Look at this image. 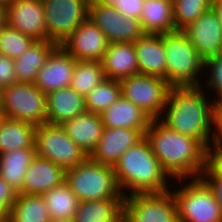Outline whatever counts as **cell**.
<instances>
[{"instance_id": "obj_1", "label": "cell", "mask_w": 222, "mask_h": 222, "mask_svg": "<svg viewBox=\"0 0 222 222\" xmlns=\"http://www.w3.org/2000/svg\"><path fill=\"white\" fill-rule=\"evenodd\" d=\"M152 152L168 175L180 181L200 178L211 152L197 139L169 129L158 119H152L145 132Z\"/></svg>"}, {"instance_id": "obj_2", "label": "cell", "mask_w": 222, "mask_h": 222, "mask_svg": "<svg viewBox=\"0 0 222 222\" xmlns=\"http://www.w3.org/2000/svg\"><path fill=\"white\" fill-rule=\"evenodd\" d=\"M204 92L202 84L170 87L163 114L166 116L158 120L169 129L199 140L211 152L214 102H208Z\"/></svg>"}, {"instance_id": "obj_3", "label": "cell", "mask_w": 222, "mask_h": 222, "mask_svg": "<svg viewBox=\"0 0 222 222\" xmlns=\"http://www.w3.org/2000/svg\"><path fill=\"white\" fill-rule=\"evenodd\" d=\"M113 171L124 196L170 190L167 184L170 176L152 152L145 137L120 156L113 165ZM123 190H130L129 194Z\"/></svg>"}, {"instance_id": "obj_4", "label": "cell", "mask_w": 222, "mask_h": 222, "mask_svg": "<svg viewBox=\"0 0 222 222\" xmlns=\"http://www.w3.org/2000/svg\"><path fill=\"white\" fill-rule=\"evenodd\" d=\"M166 55V78L170 87L200 86L198 76L205 60L198 54L182 30L163 33ZM202 71V72H201Z\"/></svg>"}, {"instance_id": "obj_5", "label": "cell", "mask_w": 222, "mask_h": 222, "mask_svg": "<svg viewBox=\"0 0 222 222\" xmlns=\"http://www.w3.org/2000/svg\"><path fill=\"white\" fill-rule=\"evenodd\" d=\"M65 182L79 201L124 198L113 166L95 162L89 157L65 171Z\"/></svg>"}, {"instance_id": "obj_6", "label": "cell", "mask_w": 222, "mask_h": 222, "mask_svg": "<svg viewBox=\"0 0 222 222\" xmlns=\"http://www.w3.org/2000/svg\"><path fill=\"white\" fill-rule=\"evenodd\" d=\"M0 110L4 117L34 126L46 123L47 97L34 83L16 82L2 89Z\"/></svg>"}, {"instance_id": "obj_7", "label": "cell", "mask_w": 222, "mask_h": 222, "mask_svg": "<svg viewBox=\"0 0 222 222\" xmlns=\"http://www.w3.org/2000/svg\"><path fill=\"white\" fill-rule=\"evenodd\" d=\"M34 147L37 157L50 160L65 171L89 157L60 124L44 123L37 126Z\"/></svg>"}, {"instance_id": "obj_8", "label": "cell", "mask_w": 222, "mask_h": 222, "mask_svg": "<svg viewBox=\"0 0 222 222\" xmlns=\"http://www.w3.org/2000/svg\"><path fill=\"white\" fill-rule=\"evenodd\" d=\"M182 188L172 190L179 222H222V214L212 190L201 178H192Z\"/></svg>"}, {"instance_id": "obj_9", "label": "cell", "mask_w": 222, "mask_h": 222, "mask_svg": "<svg viewBox=\"0 0 222 222\" xmlns=\"http://www.w3.org/2000/svg\"><path fill=\"white\" fill-rule=\"evenodd\" d=\"M123 222H179L172 189L163 193L125 196Z\"/></svg>"}, {"instance_id": "obj_10", "label": "cell", "mask_w": 222, "mask_h": 222, "mask_svg": "<svg viewBox=\"0 0 222 222\" xmlns=\"http://www.w3.org/2000/svg\"><path fill=\"white\" fill-rule=\"evenodd\" d=\"M121 94L141 108L151 119H160L164 113L170 89L162 78L136 74L120 80Z\"/></svg>"}, {"instance_id": "obj_11", "label": "cell", "mask_w": 222, "mask_h": 222, "mask_svg": "<svg viewBox=\"0 0 222 222\" xmlns=\"http://www.w3.org/2000/svg\"><path fill=\"white\" fill-rule=\"evenodd\" d=\"M90 0H43L48 40L61 45L88 18Z\"/></svg>"}, {"instance_id": "obj_12", "label": "cell", "mask_w": 222, "mask_h": 222, "mask_svg": "<svg viewBox=\"0 0 222 222\" xmlns=\"http://www.w3.org/2000/svg\"><path fill=\"white\" fill-rule=\"evenodd\" d=\"M89 19L104 33L109 43H134L144 33L138 19L124 17L114 7L89 1Z\"/></svg>"}, {"instance_id": "obj_13", "label": "cell", "mask_w": 222, "mask_h": 222, "mask_svg": "<svg viewBox=\"0 0 222 222\" xmlns=\"http://www.w3.org/2000/svg\"><path fill=\"white\" fill-rule=\"evenodd\" d=\"M108 44L104 33L88 17L60 46L76 60L100 62Z\"/></svg>"}, {"instance_id": "obj_14", "label": "cell", "mask_w": 222, "mask_h": 222, "mask_svg": "<svg viewBox=\"0 0 222 222\" xmlns=\"http://www.w3.org/2000/svg\"><path fill=\"white\" fill-rule=\"evenodd\" d=\"M182 31L204 60L222 53V25L213 8L205 11Z\"/></svg>"}, {"instance_id": "obj_15", "label": "cell", "mask_w": 222, "mask_h": 222, "mask_svg": "<svg viewBox=\"0 0 222 222\" xmlns=\"http://www.w3.org/2000/svg\"><path fill=\"white\" fill-rule=\"evenodd\" d=\"M7 24L36 40H48L43 0H17L6 7Z\"/></svg>"}, {"instance_id": "obj_16", "label": "cell", "mask_w": 222, "mask_h": 222, "mask_svg": "<svg viewBox=\"0 0 222 222\" xmlns=\"http://www.w3.org/2000/svg\"><path fill=\"white\" fill-rule=\"evenodd\" d=\"M76 61L62 46L58 45L37 73L34 84L46 94L70 87Z\"/></svg>"}, {"instance_id": "obj_17", "label": "cell", "mask_w": 222, "mask_h": 222, "mask_svg": "<svg viewBox=\"0 0 222 222\" xmlns=\"http://www.w3.org/2000/svg\"><path fill=\"white\" fill-rule=\"evenodd\" d=\"M145 135L139 129L104 128L102 136L89 158L95 162L113 166L130 147Z\"/></svg>"}, {"instance_id": "obj_18", "label": "cell", "mask_w": 222, "mask_h": 222, "mask_svg": "<svg viewBox=\"0 0 222 222\" xmlns=\"http://www.w3.org/2000/svg\"><path fill=\"white\" fill-rule=\"evenodd\" d=\"M139 74L166 78V55L162 34L144 33L134 43Z\"/></svg>"}, {"instance_id": "obj_19", "label": "cell", "mask_w": 222, "mask_h": 222, "mask_svg": "<svg viewBox=\"0 0 222 222\" xmlns=\"http://www.w3.org/2000/svg\"><path fill=\"white\" fill-rule=\"evenodd\" d=\"M100 62L106 79L120 81L126 77L139 74L133 43H109Z\"/></svg>"}, {"instance_id": "obj_20", "label": "cell", "mask_w": 222, "mask_h": 222, "mask_svg": "<svg viewBox=\"0 0 222 222\" xmlns=\"http://www.w3.org/2000/svg\"><path fill=\"white\" fill-rule=\"evenodd\" d=\"M100 115L104 128L139 129L144 135L152 120L141 108L123 96Z\"/></svg>"}, {"instance_id": "obj_21", "label": "cell", "mask_w": 222, "mask_h": 222, "mask_svg": "<svg viewBox=\"0 0 222 222\" xmlns=\"http://www.w3.org/2000/svg\"><path fill=\"white\" fill-rule=\"evenodd\" d=\"M65 181V170L50 160L35 157L25 174L23 193L42 195Z\"/></svg>"}, {"instance_id": "obj_22", "label": "cell", "mask_w": 222, "mask_h": 222, "mask_svg": "<svg viewBox=\"0 0 222 222\" xmlns=\"http://www.w3.org/2000/svg\"><path fill=\"white\" fill-rule=\"evenodd\" d=\"M67 135L89 156L99 142L104 124L100 114L85 111L62 124Z\"/></svg>"}, {"instance_id": "obj_23", "label": "cell", "mask_w": 222, "mask_h": 222, "mask_svg": "<svg viewBox=\"0 0 222 222\" xmlns=\"http://www.w3.org/2000/svg\"><path fill=\"white\" fill-rule=\"evenodd\" d=\"M46 123L60 124L84 113L85 97L79 95L71 87L48 92Z\"/></svg>"}, {"instance_id": "obj_24", "label": "cell", "mask_w": 222, "mask_h": 222, "mask_svg": "<svg viewBox=\"0 0 222 222\" xmlns=\"http://www.w3.org/2000/svg\"><path fill=\"white\" fill-rule=\"evenodd\" d=\"M58 45L50 40H36L15 61L17 82L35 83L39 70Z\"/></svg>"}, {"instance_id": "obj_25", "label": "cell", "mask_w": 222, "mask_h": 222, "mask_svg": "<svg viewBox=\"0 0 222 222\" xmlns=\"http://www.w3.org/2000/svg\"><path fill=\"white\" fill-rule=\"evenodd\" d=\"M35 157V148L11 150L0 155V176L17 194L23 193L25 174Z\"/></svg>"}, {"instance_id": "obj_26", "label": "cell", "mask_w": 222, "mask_h": 222, "mask_svg": "<svg viewBox=\"0 0 222 222\" xmlns=\"http://www.w3.org/2000/svg\"><path fill=\"white\" fill-rule=\"evenodd\" d=\"M139 22L143 33L163 34L176 31L172 0H144Z\"/></svg>"}, {"instance_id": "obj_27", "label": "cell", "mask_w": 222, "mask_h": 222, "mask_svg": "<svg viewBox=\"0 0 222 222\" xmlns=\"http://www.w3.org/2000/svg\"><path fill=\"white\" fill-rule=\"evenodd\" d=\"M124 198L79 202L75 222H123Z\"/></svg>"}, {"instance_id": "obj_28", "label": "cell", "mask_w": 222, "mask_h": 222, "mask_svg": "<svg viewBox=\"0 0 222 222\" xmlns=\"http://www.w3.org/2000/svg\"><path fill=\"white\" fill-rule=\"evenodd\" d=\"M36 126L4 117L0 122V155L16 149L35 148Z\"/></svg>"}, {"instance_id": "obj_29", "label": "cell", "mask_w": 222, "mask_h": 222, "mask_svg": "<svg viewBox=\"0 0 222 222\" xmlns=\"http://www.w3.org/2000/svg\"><path fill=\"white\" fill-rule=\"evenodd\" d=\"M49 212L42 195L17 194L8 212V222H50Z\"/></svg>"}, {"instance_id": "obj_30", "label": "cell", "mask_w": 222, "mask_h": 222, "mask_svg": "<svg viewBox=\"0 0 222 222\" xmlns=\"http://www.w3.org/2000/svg\"><path fill=\"white\" fill-rule=\"evenodd\" d=\"M50 219H74L79 199L64 181L42 194Z\"/></svg>"}, {"instance_id": "obj_31", "label": "cell", "mask_w": 222, "mask_h": 222, "mask_svg": "<svg viewBox=\"0 0 222 222\" xmlns=\"http://www.w3.org/2000/svg\"><path fill=\"white\" fill-rule=\"evenodd\" d=\"M105 79L101 62L77 60L70 87L79 95L86 97Z\"/></svg>"}, {"instance_id": "obj_32", "label": "cell", "mask_w": 222, "mask_h": 222, "mask_svg": "<svg viewBox=\"0 0 222 222\" xmlns=\"http://www.w3.org/2000/svg\"><path fill=\"white\" fill-rule=\"evenodd\" d=\"M121 96L120 81L105 79L85 97L86 110L95 114H101Z\"/></svg>"}, {"instance_id": "obj_33", "label": "cell", "mask_w": 222, "mask_h": 222, "mask_svg": "<svg viewBox=\"0 0 222 222\" xmlns=\"http://www.w3.org/2000/svg\"><path fill=\"white\" fill-rule=\"evenodd\" d=\"M176 30H182L212 8L211 0H172Z\"/></svg>"}, {"instance_id": "obj_34", "label": "cell", "mask_w": 222, "mask_h": 222, "mask_svg": "<svg viewBox=\"0 0 222 222\" xmlns=\"http://www.w3.org/2000/svg\"><path fill=\"white\" fill-rule=\"evenodd\" d=\"M35 40L9 26L7 23L0 30V55L16 59L21 56Z\"/></svg>"}, {"instance_id": "obj_35", "label": "cell", "mask_w": 222, "mask_h": 222, "mask_svg": "<svg viewBox=\"0 0 222 222\" xmlns=\"http://www.w3.org/2000/svg\"><path fill=\"white\" fill-rule=\"evenodd\" d=\"M200 178L212 190L222 214V165L212 158L202 171Z\"/></svg>"}, {"instance_id": "obj_36", "label": "cell", "mask_w": 222, "mask_h": 222, "mask_svg": "<svg viewBox=\"0 0 222 222\" xmlns=\"http://www.w3.org/2000/svg\"><path fill=\"white\" fill-rule=\"evenodd\" d=\"M99 4L114 7L124 17L140 19L144 0H96Z\"/></svg>"}, {"instance_id": "obj_37", "label": "cell", "mask_w": 222, "mask_h": 222, "mask_svg": "<svg viewBox=\"0 0 222 222\" xmlns=\"http://www.w3.org/2000/svg\"><path fill=\"white\" fill-rule=\"evenodd\" d=\"M204 68L210 69L206 86L218 94L222 90V53L205 60Z\"/></svg>"}, {"instance_id": "obj_38", "label": "cell", "mask_w": 222, "mask_h": 222, "mask_svg": "<svg viewBox=\"0 0 222 222\" xmlns=\"http://www.w3.org/2000/svg\"><path fill=\"white\" fill-rule=\"evenodd\" d=\"M17 82L15 61L4 55H0V88H6Z\"/></svg>"}, {"instance_id": "obj_39", "label": "cell", "mask_w": 222, "mask_h": 222, "mask_svg": "<svg viewBox=\"0 0 222 222\" xmlns=\"http://www.w3.org/2000/svg\"><path fill=\"white\" fill-rule=\"evenodd\" d=\"M214 137L211 156L214 158L222 150V106H214Z\"/></svg>"}, {"instance_id": "obj_40", "label": "cell", "mask_w": 222, "mask_h": 222, "mask_svg": "<svg viewBox=\"0 0 222 222\" xmlns=\"http://www.w3.org/2000/svg\"><path fill=\"white\" fill-rule=\"evenodd\" d=\"M17 193L13 188L0 176V206L7 212L13 207Z\"/></svg>"}, {"instance_id": "obj_41", "label": "cell", "mask_w": 222, "mask_h": 222, "mask_svg": "<svg viewBox=\"0 0 222 222\" xmlns=\"http://www.w3.org/2000/svg\"><path fill=\"white\" fill-rule=\"evenodd\" d=\"M6 6L0 4V30L7 23Z\"/></svg>"}, {"instance_id": "obj_42", "label": "cell", "mask_w": 222, "mask_h": 222, "mask_svg": "<svg viewBox=\"0 0 222 222\" xmlns=\"http://www.w3.org/2000/svg\"><path fill=\"white\" fill-rule=\"evenodd\" d=\"M212 8L217 14L219 21L222 25V2L212 3Z\"/></svg>"}, {"instance_id": "obj_43", "label": "cell", "mask_w": 222, "mask_h": 222, "mask_svg": "<svg viewBox=\"0 0 222 222\" xmlns=\"http://www.w3.org/2000/svg\"><path fill=\"white\" fill-rule=\"evenodd\" d=\"M0 222H8V212L0 206Z\"/></svg>"}, {"instance_id": "obj_44", "label": "cell", "mask_w": 222, "mask_h": 222, "mask_svg": "<svg viewBox=\"0 0 222 222\" xmlns=\"http://www.w3.org/2000/svg\"><path fill=\"white\" fill-rule=\"evenodd\" d=\"M216 97H217L216 101L213 100L214 106H222V90L218 93Z\"/></svg>"}, {"instance_id": "obj_45", "label": "cell", "mask_w": 222, "mask_h": 222, "mask_svg": "<svg viewBox=\"0 0 222 222\" xmlns=\"http://www.w3.org/2000/svg\"><path fill=\"white\" fill-rule=\"evenodd\" d=\"M17 0H0V4L3 6H9L10 4L16 2Z\"/></svg>"}, {"instance_id": "obj_46", "label": "cell", "mask_w": 222, "mask_h": 222, "mask_svg": "<svg viewBox=\"0 0 222 222\" xmlns=\"http://www.w3.org/2000/svg\"><path fill=\"white\" fill-rule=\"evenodd\" d=\"M214 159L222 165V150L214 157Z\"/></svg>"}, {"instance_id": "obj_47", "label": "cell", "mask_w": 222, "mask_h": 222, "mask_svg": "<svg viewBox=\"0 0 222 222\" xmlns=\"http://www.w3.org/2000/svg\"><path fill=\"white\" fill-rule=\"evenodd\" d=\"M50 222H75L74 219H52Z\"/></svg>"}, {"instance_id": "obj_48", "label": "cell", "mask_w": 222, "mask_h": 222, "mask_svg": "<svg viewBox=\"0 0 222 222\" xmlns=\"http://www.w3.org/2000/svg\"><path fill=\"white\" fill-rule=\"evenodd\" d=\"M3 118H4V114L0 110V122L2 121Z\"/></svg>"}, {"instance_id": "obj_49", "label": "cell", "mask_w": 222, "mask_h": 222, "mask_svg": "<svg viewBox=\"0 0 222 222\" xmlns=\"http://www.w3.org/2000/svg\"><path fill=\"white\" fill-rule=\"evenodd\" d=\"M1 100H2V89L0 88V105H1Z\"/></svg>"}, {"instance_id": "obj_50", "label": "cell", "mask_w": 222, "mask_h": 222, "mask_svg": "<svg viewBox=\"0 0 222 222\" xmlns=\"http://www.w3.org/2000/svg\"><path fill=\"white\" fill-rule=\"evenodd\" d=\"M212 3L222 2V0H211Z\"/></svg>"}]
</instances>
